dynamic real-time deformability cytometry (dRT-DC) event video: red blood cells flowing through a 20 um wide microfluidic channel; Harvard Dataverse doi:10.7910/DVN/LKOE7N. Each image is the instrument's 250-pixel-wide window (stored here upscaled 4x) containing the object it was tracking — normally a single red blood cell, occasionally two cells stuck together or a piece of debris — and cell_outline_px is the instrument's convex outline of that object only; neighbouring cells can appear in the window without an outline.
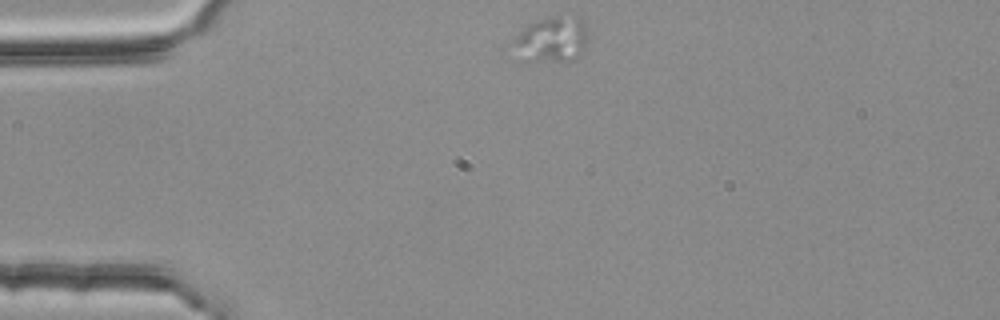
{"species": "common noctule bat (a hibernating species)", "species_latin": "Nyctalus noctula", "temperature_condition": "room temperature", "stored_images_in_passage": 31, "camera_frame_rate_fps": 3000, "um_per_image_px": 0.085, "animal": {"sex": "female", "body_mass_g": 25.1}, "frame": {"image": 1, "passage_image": 1, "time_ms": 0.0, "image_size_px": [1000, 320], "cell_outline_px": [[588, 40], [584, 52], [568, 60], [532, 60], [508, 44], [528, 24], [552, 16], [580, 16], [584, 20], [588, 28]], "centroid_in_image_um": [46.99, 3.28], "position_along_channel_um": 38.0, "area_um2": 19.59}}
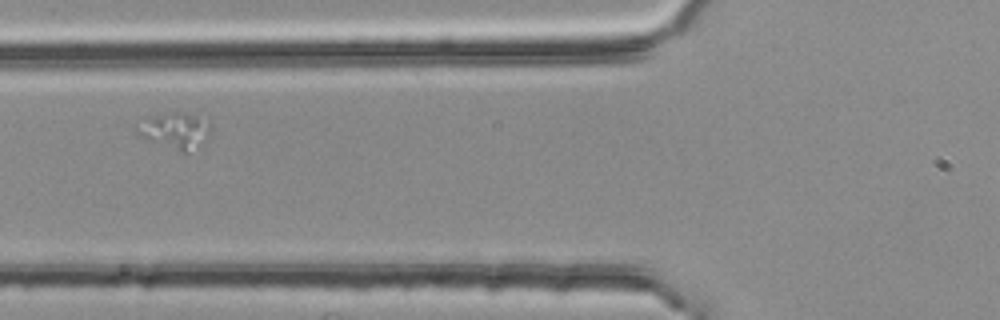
{"frame": {"image": 2, "passage_image": 10, "time_ms": 3.0, "image_size_px": [1000, 320], "cell_outline_px": [[212, 132], [208, 140], [204, 144], [188, 152], [180, 152], [136, 136], [132, 124], [148, 116], [172, 112], [184, 112], [208, 116], [212, 124]], "centroid_in_image_um": [14.9, 11.07], "position_along_channel_um": 110.9, "area_um2": 16.88}}